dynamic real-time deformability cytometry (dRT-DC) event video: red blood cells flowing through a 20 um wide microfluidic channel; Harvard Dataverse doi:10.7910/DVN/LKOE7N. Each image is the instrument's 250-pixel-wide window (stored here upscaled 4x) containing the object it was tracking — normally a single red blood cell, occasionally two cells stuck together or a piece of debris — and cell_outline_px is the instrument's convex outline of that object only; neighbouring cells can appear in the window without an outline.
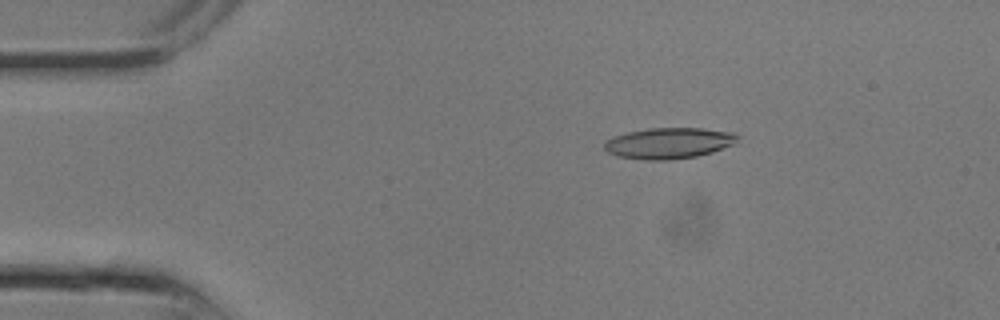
{"species": "common noctule bat (a hibernating species)", "species_latin": "Nyctalus noctula", "temperature_condition": "room temperature", "stored_images_in_passage": 5, "camera_frame_rate_fps": 3000, "um_per_image_px": 0.085, "animal": {"sex": "male", "body_mass_g": 13.3}, "frame": {"image": 1, "passage_image": 2, "time_ms": 0.333, "image_size_px": [1000, 320], "cell_outline_px": [[740, 136], [736, 144], [712, 152], [696, 156], [668, 160], [644, 160], [620, 156], [608, 152], [604, 148], [604, 140], [612, 136], [628, 132], [648, 128], [704, 128], [736, 132]], "centroid_in_image_um": [56.89, 12.15], "position_along_channel_um": 28.1, "area_um2": 24.33}}